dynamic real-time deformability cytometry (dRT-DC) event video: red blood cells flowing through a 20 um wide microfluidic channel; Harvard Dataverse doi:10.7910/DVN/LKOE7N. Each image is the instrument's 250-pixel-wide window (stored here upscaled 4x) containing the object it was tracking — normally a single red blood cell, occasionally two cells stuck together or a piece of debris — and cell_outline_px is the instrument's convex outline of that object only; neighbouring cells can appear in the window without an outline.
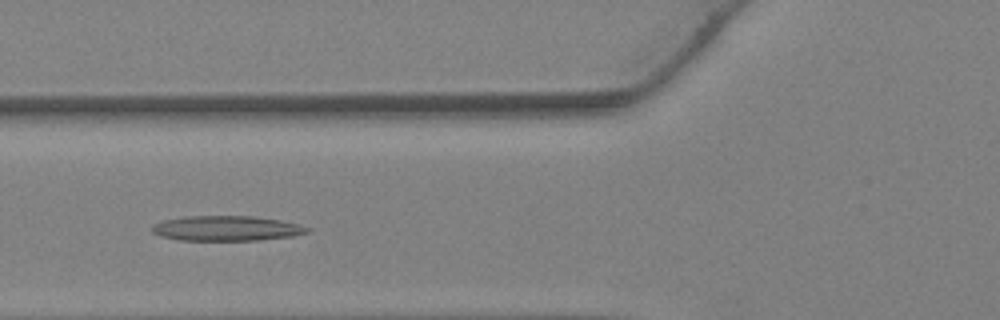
{"species": "Egyptian fruit bat (a non-hibernating species)", "species_latin": "Rousettus aegyptiacus", "temperature_condition": "warm", "stored_images_in_passage": 29, "camera_frame_rate_fps": 3000, "um_per_image_px": 0.085, "animal": {"sex": "female"}, "frame": {"image": 1, "passage_image": 10, "time_ms": 3.0, "image_size_px": [1000, 320], "cell_outline_px": [[312, 232], [292, 236], [260, 240], [180, 240], [160, 236], [152, 232], [152, 224], [164, 220], [184, 216], [252, 216], [280, 220], [300, 224], [312, 228]], "centroid_in_image_um": [19.3, 19.41], "position_along_channel_um": 106.5, "area_um2": 22.83}}
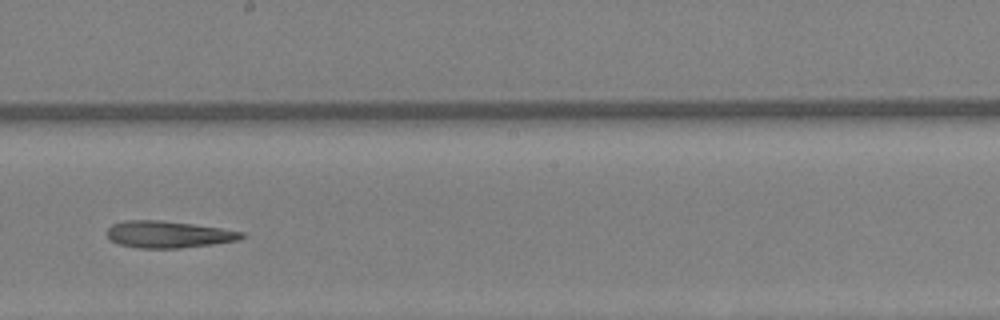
{"frame": {"image": 2, "passage_image": 17, "time_ms": 5.333, "image_size_px": [1000, 320], "cell_outline_px": [[248, 236], [240, 240], [212, 244], [180, 248], [140, 248], [120, 244], [112, 240], [108, 236], [108, 228], [112, 224], [124, 220], [160, 220], [192, 224], [220, 228], [244, 232]], "centroid_in_image_um": [14.36, 19.92], "position_along_channel_um": 233.8, "area_um2": 20.98}}
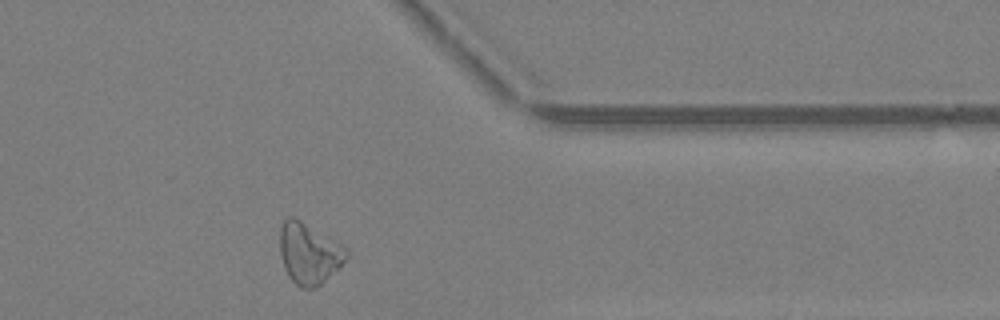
{"frame": {"image": 3, "passage_image": 26, "time_ms": 8.333, "image_size_px": [1000, 320], "cell_outline_px": [[348, 256], [320, 284], [312, 288], [300, 288], [288, 276], [284, 268], [280, 252], [280, 228], [284, 220], [288, 216], [292, 216], [300, 220], [348, 248]], "centroid_in_image_um": [26.23, 21.52], "position_along_channel_um": 385.2, "area_um2": 23.18}}